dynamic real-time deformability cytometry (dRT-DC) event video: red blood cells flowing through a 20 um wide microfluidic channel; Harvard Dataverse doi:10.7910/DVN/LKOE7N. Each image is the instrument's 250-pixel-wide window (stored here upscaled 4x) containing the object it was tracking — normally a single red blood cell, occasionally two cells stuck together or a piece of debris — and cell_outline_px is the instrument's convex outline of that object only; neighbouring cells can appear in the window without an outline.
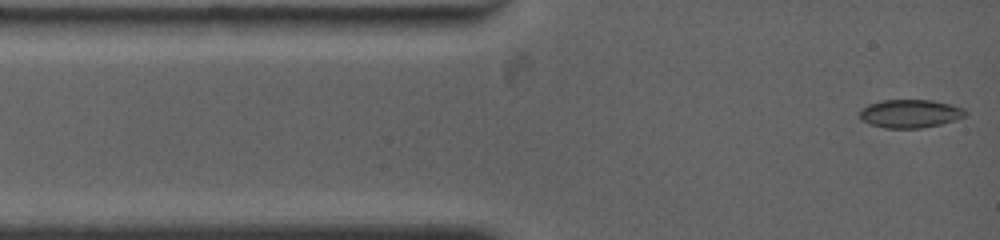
{"species": "common noctule bat (a hibernating species)", "species_latin": "Nyctalus noctula", "temperature_condition": "warm", "stored_images_in_passage": 51, "camera_frame_rate_fps": 4500, "um_per_image_px": 0.085, "animal": {"sex": "female", "body_mass_g": 19.0, "forearm_length_mm": 53.3}, "frame": {"image": 1, "passage_image": 1, "time_ms": 0.0, "image_size_px": [1000, 240], "cell_outline_px": [[968, 112], [964, 116], [940, 124], [920, 128], [884, 128], [868, 124], [860, 120], [860, 108], [868, 104], [880, 100], [932, 100], [952, 104], [964, 108]], "centroid_in_image_um": [77.31, 9.65], "position_along_channel_um": 7.7, "area_um2": 17.57}}
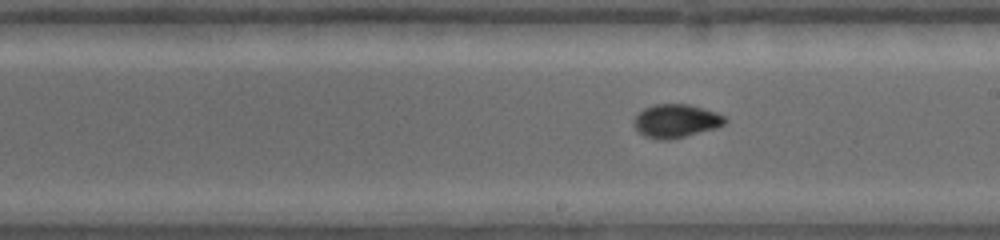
{"frame": {"image": 2, "passage_image": 29, "time_ms": 6.889, "image_size_px": [1000, 240], "cell_outline_px": [[728, 120], [724, 124], [716, 128], [668, 140], [656, 140], [644, 136], [632, 124], [632, 120], [644, 108], [652, 104], [688, 104], [716, 112], [724, 116]], "centroid_in_image_um": [57.43, 10.28], "position_along_channel_um": 231.6, "area_um2": 17.74}}
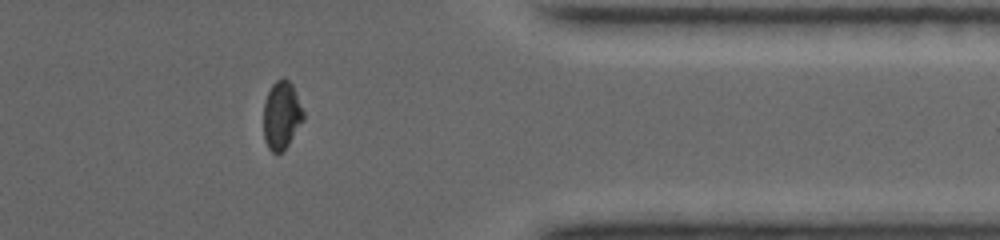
{"frame": {"image": 3, "passage_image": 51, "time_ms": 11.333, "image_size_px": [1000, 240], "cell_outline_px": [[304, 120], [284, 152], [272, 152], [268, 148], [264, 140], [264, 100], [272, 84], [276, 80], [284, 76], [292, 84], [304, 112]], "centroid_in_image_um": [23.94, 9.8], "position_along_channel_um": 387.5, "area_um2": 16.01}, "authors_computed_cell_mechanics": {"area_um2": 17.051, "velocity_mm_per_s": 3.8615, "shape_relaxation_time_tau1_ms": 9.5878, "shape_relaxation_time_tau2_ms": null, "deformation_change_tau1": 0.2179, "deformation_change_tau2": null}}